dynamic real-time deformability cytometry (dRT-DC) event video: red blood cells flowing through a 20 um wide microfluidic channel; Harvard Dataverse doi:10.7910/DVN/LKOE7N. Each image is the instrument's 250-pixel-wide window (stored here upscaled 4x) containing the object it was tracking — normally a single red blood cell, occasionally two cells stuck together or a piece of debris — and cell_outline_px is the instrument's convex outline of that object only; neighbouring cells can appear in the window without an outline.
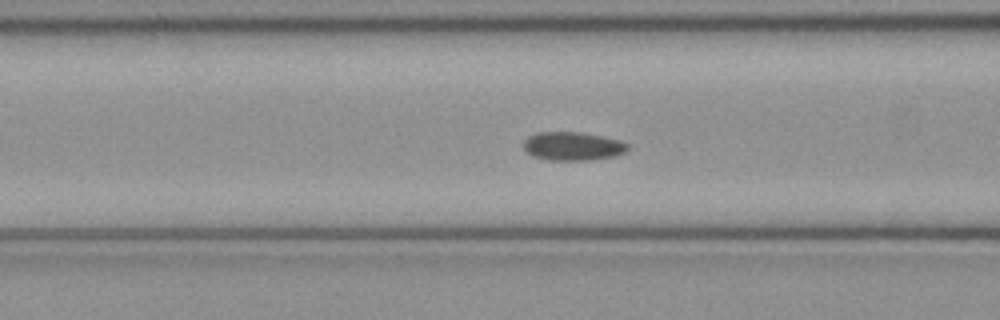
{"species": "common noctule bat (a hibernating species)", "species_latin": "Nyctalus noctula", "temperature_condition": "cold", "stored_images_in_passage": 36, "camera_frame_rate_fps": 3000, "um_per_image_px": 0.085, "animal": {"sex": "female", "body_mass_g": 21.9}, "frame": {"image": 1, "passage_image": 5, "time_ms": 1.333, "image_size_px": [1000, 320], "cell_outline_px": [[628, 152], [616, 156], [588, 160], [548, 160], [532, 156], [524, 148], [524, 140], [528, 136], [536, 132], [584, 132], [604, 136], [620, 140], [628, 144]], "centroid_in_image_um": [48.71, 12.42], "position_along_channel_um": 117.9, "area_um2": 17.57}}
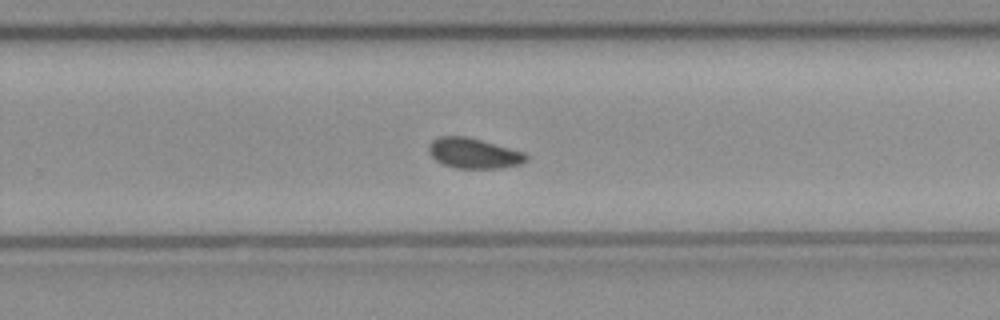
{"frame": {"image": 2, "passage_image": 18, "time_ms": 5.667, "image_size_px": [1000, 320], "cell_outline_px": [[528, 160], [520, 164], [500, 168], [456, 168], [444, 164], [436, 160], [428, 152], [428, 144], [432, 140], [440, 136], [468, 136], [524, 152], [528, 156]], "centroid_in_image_um": [40.26, 13.02], "position_along_channel_um": 289.5, "area_um2": 17.22}}
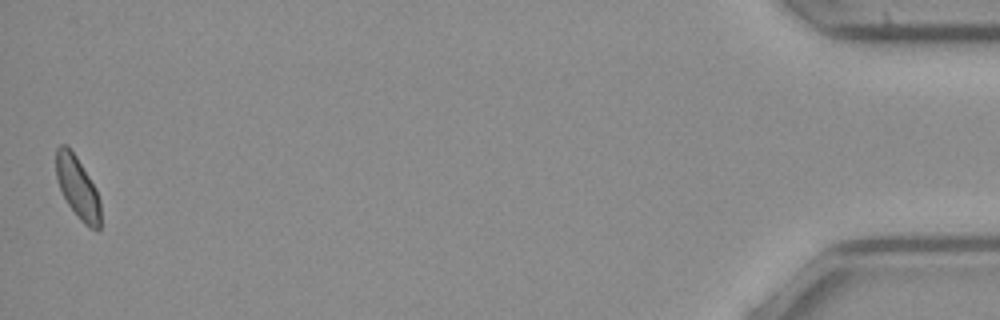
{"frame": {"image": 3, "passage_image": 36, "time_ms": 11.667, "image_size_px": [1000, 320], "cell_outline_px": [[100, 228], [96, 232], [88, 228], [80, 220], [68, 204], [60, 188], [56, 176], [56, 148], [60, 144], [64, 144], [76, 156], [96, 188], [100, 200]], "centroid_in_image_um": [6.62, 15.99], "position_along_channel_um": 428.6, "area_um2": 16.01}}